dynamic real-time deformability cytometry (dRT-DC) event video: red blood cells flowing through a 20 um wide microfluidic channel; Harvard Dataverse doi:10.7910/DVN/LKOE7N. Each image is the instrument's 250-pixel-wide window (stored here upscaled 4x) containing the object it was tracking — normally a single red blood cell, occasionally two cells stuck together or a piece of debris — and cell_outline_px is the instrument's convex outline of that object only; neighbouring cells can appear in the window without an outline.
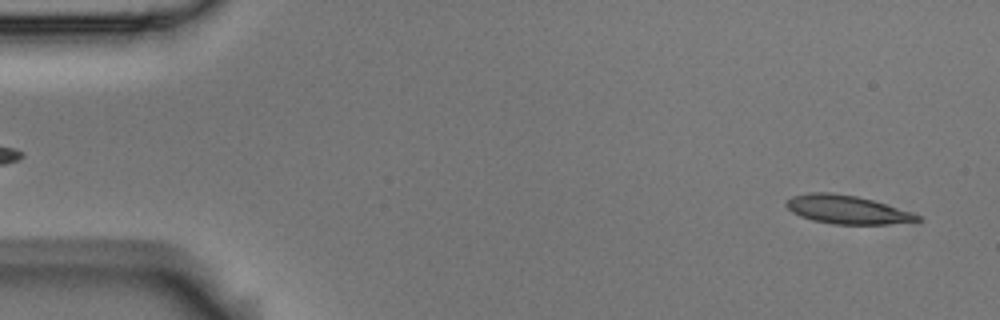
{"species": "Egyptian fruit bat (a non-hibernating species)", "species_latin": "Rousettus aegyptiacus", "temperature_condition": "room temperature", "stored_images_in_passage": 5, "segment_of_instrument_passage": [2, 2], "camera_frame_rate_fps": 3000, "um_per_image_px": 0.085, "animal": {"sex": "male"}, "frame": {"image": 1, "passage_image": 5, "time_ms": 1.333, "image_size_px": [1000, 320], "cell_outline_px": [[924, 220], [888, 224], [832, 224], [812, 220], [800, 216], [792, 212], [784, 204], [792, 196], [808, 192], [828, 192], [856, 196], [872, 200], [912, 212], [920, 216]], "centroid_in_image_um": [71.98, 17.82], "position_along_channel_um": 13.0, "area_um2": 21.68}}